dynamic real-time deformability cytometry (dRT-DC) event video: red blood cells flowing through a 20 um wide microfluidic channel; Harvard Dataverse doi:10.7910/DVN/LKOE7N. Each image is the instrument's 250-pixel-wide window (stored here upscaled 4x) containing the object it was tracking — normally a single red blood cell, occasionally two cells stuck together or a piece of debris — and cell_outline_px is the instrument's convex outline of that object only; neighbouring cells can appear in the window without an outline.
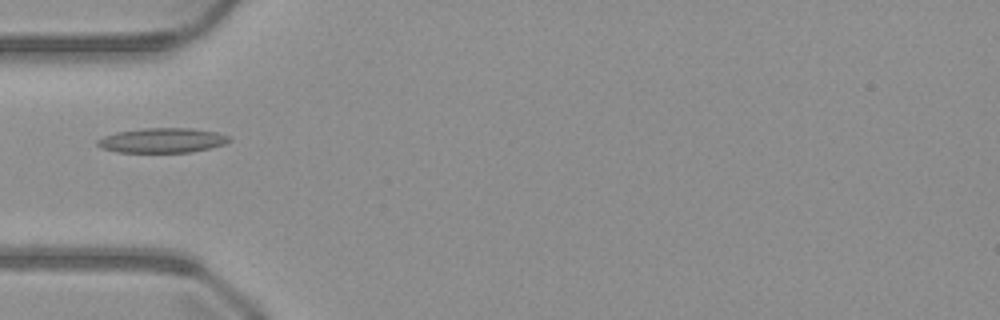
{"species": "common noctule bat (a hibernating species)", "species_latin": "Nyctalus noctula", "temperature_condition": "warm", "stored_images_in_passage": 33, "camera_frame_rate_fps": 3000, "um_per_image_px": 0.085, "animal": {"sex": "male", "body_mass_g": 23.1, "forearm_length_mm": 52.7}, "frame": {"image": 1, "passage_image": 1, "time_ms": 0.0, "image_size_px": [1000, 320], "cell_outline_px": [[232, 140], [224, 144], [192, 152], [116, 152], [100, 148], [96, 144], [96, 140], [104, 136], [116, 132], [144, 128], [192, 128], [216, 132], [232, 136]], "centroid_in_image_um": [13.79, 11.93], "position_along_channel_um": 71.2, "area_um2": 19.13}}
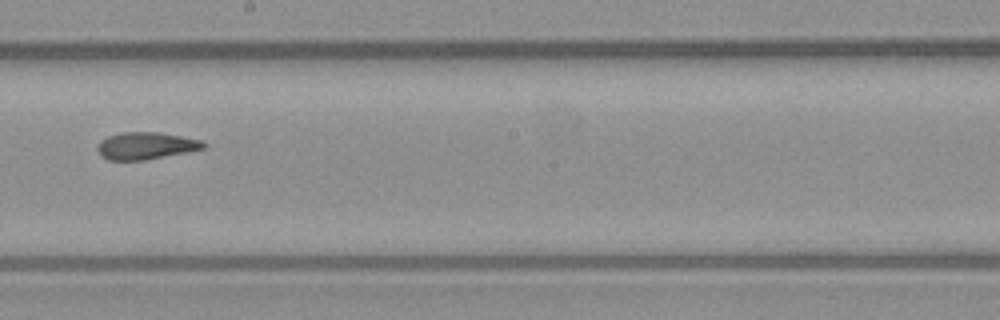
{"frame": {"image": 2, "passage_image": 13, "time_ms": 4.0, "image_size_px": [1000, 320], "cell_outline_px": [[208, 144], [204, 148], [188, 152], [144, 160], [108, 160], [100, 156], [96, 148], [100, 140], [108, 136], [124, 132], [160, 132], [200, 140]], "centroid_in_image_um": [12.37, 12.39], "position_along_channel_um": 235.8, "area_um2": 16.82}}
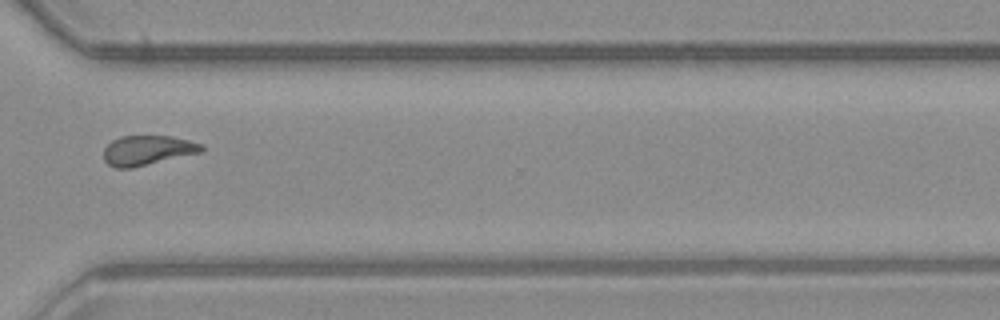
{"frame": {"image": 3, "passage_image": 22, "time_ms": 7.0, "image_size_px": [1000, 320], "cell_outline_px": [[204, 152], [132, 168], [116, 168], [108, 164], [104, 160], [104, 148], [112, 140], [120, 136], [172, 136], [204, 144]], "centroid_in_image_um": [12.57, 12.78], "position_along_channel_um": 358.0, "area_um2": 17.17}}